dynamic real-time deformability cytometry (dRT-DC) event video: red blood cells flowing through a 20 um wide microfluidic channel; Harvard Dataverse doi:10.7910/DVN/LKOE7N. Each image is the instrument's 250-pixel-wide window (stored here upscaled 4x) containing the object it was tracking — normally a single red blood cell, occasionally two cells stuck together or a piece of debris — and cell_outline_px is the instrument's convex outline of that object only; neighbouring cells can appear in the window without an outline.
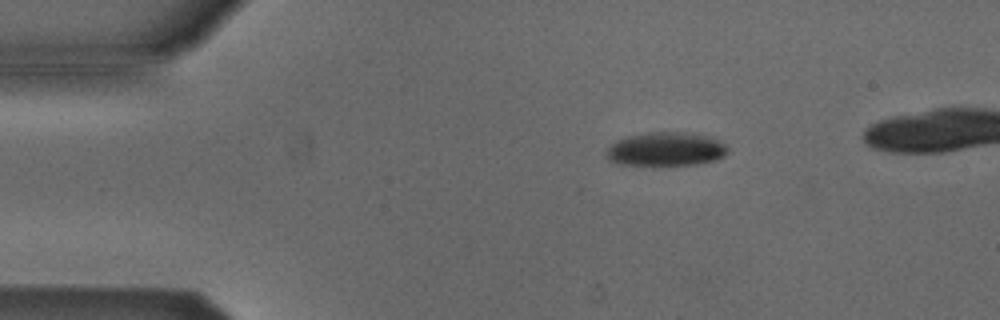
{"species": "Egyptian fruit bat (a non-hibernating species)", "species_latin": "Rousettus aegyptiacus", "temperature_condition": "cold", "stored_images_in_passage": 3, "camera_frame_rate_fps": 3000, "um_per_image_px": 0.085, "animal": {"sex": "male"}, "frame": {"image": 1, "passage_image": 1, "time_ms": 0.0, "image_size_px": [1000, 320], "cell_outline_px": [[728, 152], [724, 156], [716, 160], [696, 164], [616, 164], [608, 160], [608, 148], [616, 140], [628, 136], [648, 132], [692, 132], [712, 136], [720, 140], [728, 148]], "centroid_in_image_um": [56.66, 12.65], "position_along_channel_um": 28.3, "area_um2": 23.87}}